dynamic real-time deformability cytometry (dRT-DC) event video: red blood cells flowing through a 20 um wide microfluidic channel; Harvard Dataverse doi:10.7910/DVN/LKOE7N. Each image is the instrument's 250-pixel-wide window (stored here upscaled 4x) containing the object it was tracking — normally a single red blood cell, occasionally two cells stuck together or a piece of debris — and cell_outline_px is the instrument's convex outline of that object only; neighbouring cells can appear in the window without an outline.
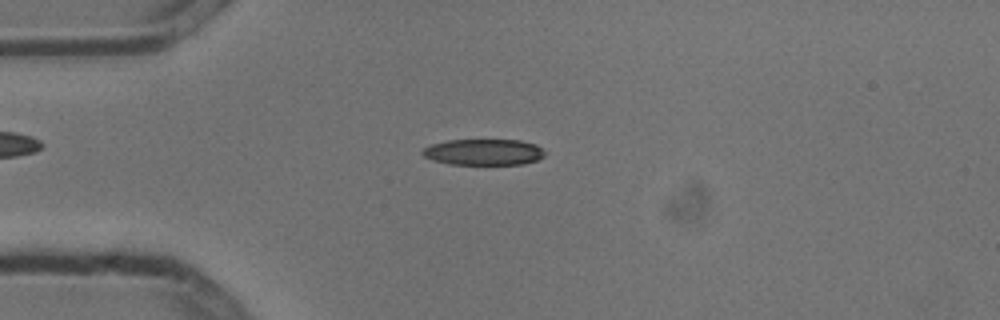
{"species": "common noctule bat (a hibernating species)", "species_latin": "Nyctalus noctula", "temperature_condition": "cold", "stored_images_in_passage": 7, "camera_frame_rate_fps": 3000, "um_per_image_px": 0.085, "animal": {"sex": "male", "body_mass_g": 13.3}, "frame": {"image": 1, "passage_image": 1, "time_ms": 0.0, "image_size_px": [1000, 320], "cell_outline_px": [[544, 156], [536, 160], [520, 164], [448, 164], [432, 160], [424, 156], [420, 152], [424, 148], [432, 144], [448, 140], [520, 140], [536, 144], [544, 152]], "centroid_in_image_um": [41.08, 12.92], "position_along_channel_um": 43.9, "area_um2": 18.5}}
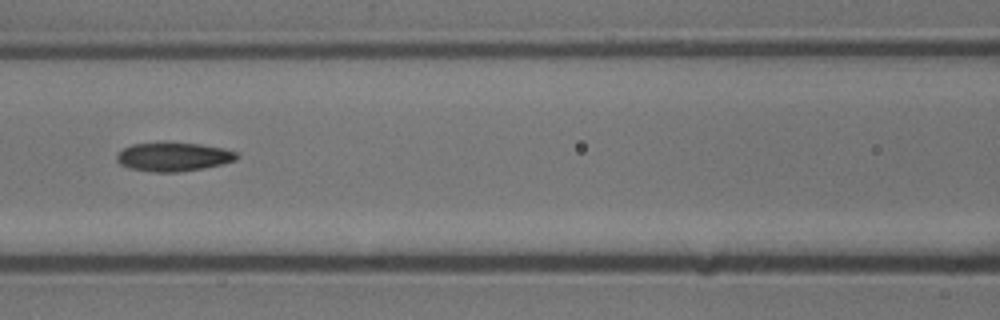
{"frame": {"image": 2, "passage_image": 4, "time_ms": 1.0, "image_size_px": [1000, 320], "cell_outline_px": [[240, 156], [236, 160], [204, 168], [176, 172], [152, 172], [128, 168], [120, 164], [116, 160], [116, 156], [124, 148], [132, 144], [200, 144], [224, 148], [236, 152]], "centroid_in_image_um": [14.75, 13.35], "position_along_channel_um": 151.8, "area_um2": 19.71}}
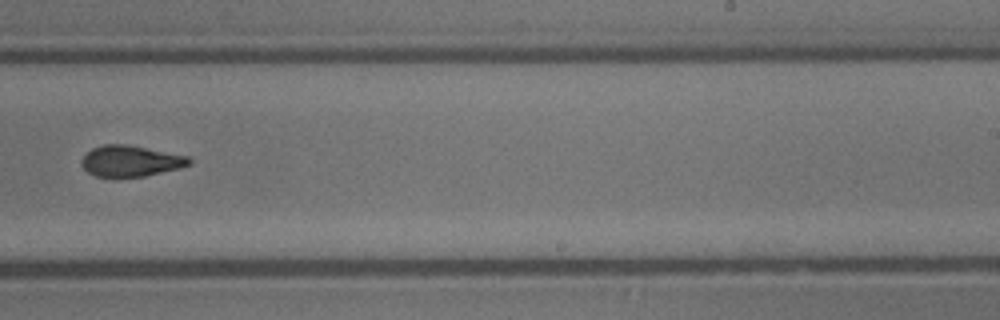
{"frame": {"image": 3, "passage_image": 7, "time_ms": 2.0, "image_size_px": [1000, 320], "cell_outline_px": [[192, 164], [180, 168], [144, 176], [112, 180], [96, 176], [88, 172], [80, 164], [80, 160], [92, 148], [104, 144], [124, 144], [188, 156], [192, 160]], "centroid_in_image_um": [11.06, 13.73], "position_along_channel_um": 277.9, "area_um2": 19.88}}